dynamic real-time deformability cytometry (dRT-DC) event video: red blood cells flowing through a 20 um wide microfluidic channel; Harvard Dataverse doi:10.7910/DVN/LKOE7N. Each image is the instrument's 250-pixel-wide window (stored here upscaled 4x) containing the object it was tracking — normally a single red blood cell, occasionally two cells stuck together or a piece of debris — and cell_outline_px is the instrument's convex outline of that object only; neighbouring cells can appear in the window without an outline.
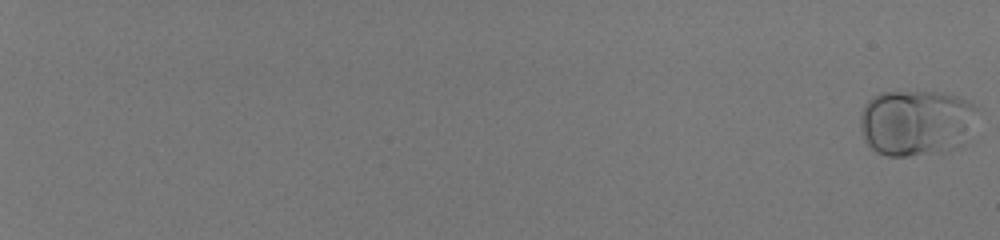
{"species": "human", "species_latin": "Homo sapiens", "temperature_condition": "room temperature", "stored_images_in_passage": 59, "camera_frame_rate_fps": 3000, "um_per_image_px": 0.085, "donor": {"sex": "male"}, "frame": {"image": 1, "passage_image": 1, "time_ms": 0.0, "image_size_px": [1000, 240], "cell_outline_px": [[976, 108], [932, 144], [920, 152], [908, 156], [888, 156], [876, 152], [868, 144], [864, 136], [860, 124], [860, 116], [864, 104], [872, 96], [880, 92], [940, 92], [960, 96], [972, 100], [976, 104]], "centroid_in_image_um": [77.4, 10.21], "position_along_channel_um": 7.6, "area_um2": 39.19}}
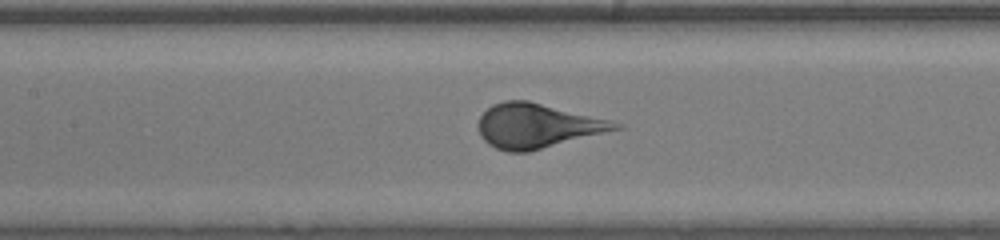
{"frame": {"image": 2, "passage_image": 35, "time_ms": 11.333, "image_size_px": [1000, 240], "cell_outline_px": [[624, 128], [528, 152], [508, 152], [496, 148], [488, 144], [480, 136], [480, 116], [492, 104], [504, 100], [528, 100], [624, 124]], "centroid_in_image_um": [45.66, 10.7], "position_along_channel_um": 161.7, "area_um2": 35.2}}
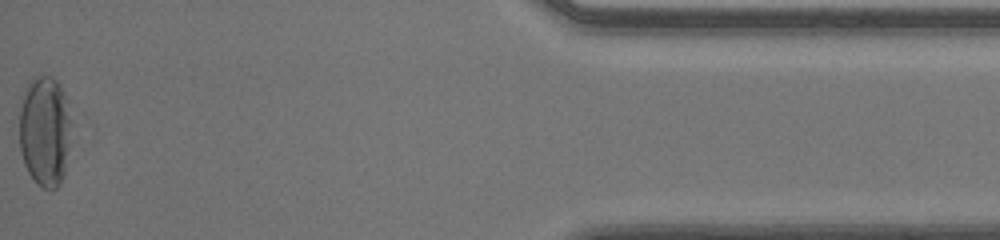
{"frame": {"image": 3, "passage_image": 59, "time_ms": 19.333, "image_size_px": [1000, 240], "cell_outline_px": [[72, 124], [64, 172], [60, 184], [56, 188], [44, 188], [36, 184], [28, 172], [24, 164], [20, 152], [20, 112], [24, 88], [28, 80], [36, 76], [52, 76], [60, 84], [72, 120]], "centroid_in_image_um": [3.8, 11.12], "position_along_channel_um": 431.4, "area_um2": 33.76}}